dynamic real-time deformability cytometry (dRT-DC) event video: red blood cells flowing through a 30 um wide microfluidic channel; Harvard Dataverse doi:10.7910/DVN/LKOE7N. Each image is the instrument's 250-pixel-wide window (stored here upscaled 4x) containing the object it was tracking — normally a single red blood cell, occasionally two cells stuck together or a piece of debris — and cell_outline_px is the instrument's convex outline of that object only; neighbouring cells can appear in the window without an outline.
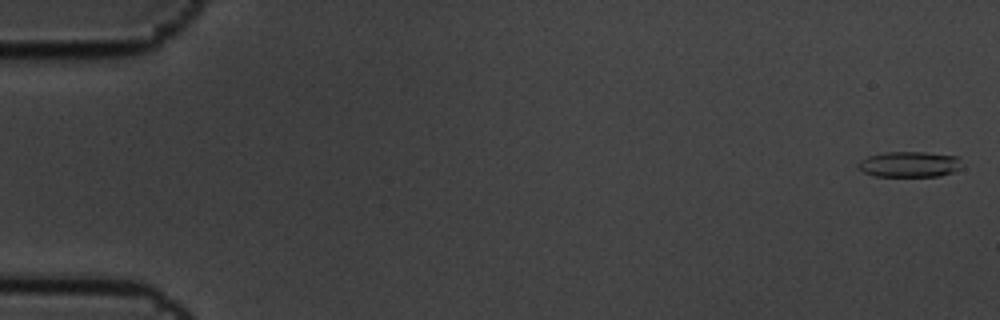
{"species": "common noctule bat (a hibernating species)", "species_latin": "Nyctalus noctula", "temperature_condition": "cold", "stored_images_in_passage": 5, "camera_frame_rate_fps": 3000, "um_per_image_px": 0.085, "animal": {"sex": "male", "body_mass_g": 19.5, "forearm_length_mm": 54.6}, "frame": {"image": 1, "passage_image": 1, "time_ms": 0.0, "image_size_px": [1000, 320], "cell_outline_px": [[964, 168], [940, 176], [876, 176], [864, 172], [856, 168], [856, 164], [860, 160], [868, 156], [884, 152], [924, 152], [960, 156]], "centroid_in_image_um": [77.34, 13.96], "position_along_channel_um": 7.7, "area_um2": 15.84}}
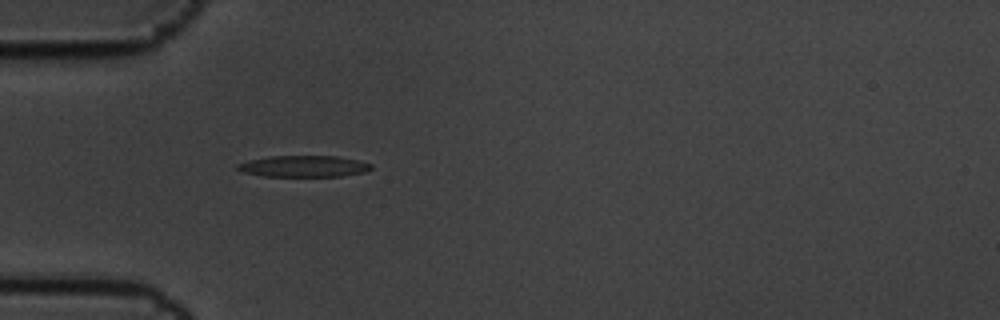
{"frame": {"image": 2, "passage_image": 5, "time_ms": 1.333, "image_size_px": [1000, 320], "cell_outline_px": [[372, 168], [364, 172], [340, 176], [264, 176], [240, 172], [236, 168], [236, 164], [248, 160], [268, 156], [340, 156], [360, 160], [372, 164]], "centroid_in_image_um": [25.79, 14.12], "position_along_channel_um": 59.2, "area_um2": 16.82}}